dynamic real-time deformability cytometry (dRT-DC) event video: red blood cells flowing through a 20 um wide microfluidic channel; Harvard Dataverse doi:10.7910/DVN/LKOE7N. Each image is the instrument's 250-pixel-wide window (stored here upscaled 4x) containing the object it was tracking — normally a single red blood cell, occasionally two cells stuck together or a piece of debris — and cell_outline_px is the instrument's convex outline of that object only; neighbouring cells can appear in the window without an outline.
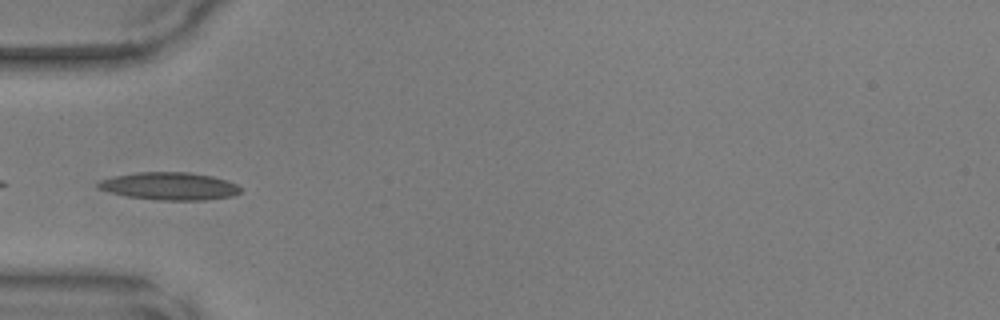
{"species": "common noctule bat (a hibernating species)", "species_latin": "Nyctalus noctula", "temperature_condition": "warm", "stored_images_in_passage": 27, "camera_frame_rate_fps": 3000, "um_per_image_px": 0.085, "animal": {"sex": "male", "body_mass_g": 17.9, "forearm_length_mm": 54.2}, "frame": {"image": 1, "passage_image": 1, "time_ms": 0.0, "image_size_px": [1000, 320], "cell_outline_px": [[240, 192], [232, 196], [204, 200], [160, 200], [124, 196], [108, 192], [96, 188], [96, 184], [100, 180], [116, 176], [136, 172], [188, 172], [212, 176], [236, 184], [240, 188]], "centroid_in_image_um": [14.35, 15.82], "position_along_channel_um": 70.6, "area_um2": 22.89}}